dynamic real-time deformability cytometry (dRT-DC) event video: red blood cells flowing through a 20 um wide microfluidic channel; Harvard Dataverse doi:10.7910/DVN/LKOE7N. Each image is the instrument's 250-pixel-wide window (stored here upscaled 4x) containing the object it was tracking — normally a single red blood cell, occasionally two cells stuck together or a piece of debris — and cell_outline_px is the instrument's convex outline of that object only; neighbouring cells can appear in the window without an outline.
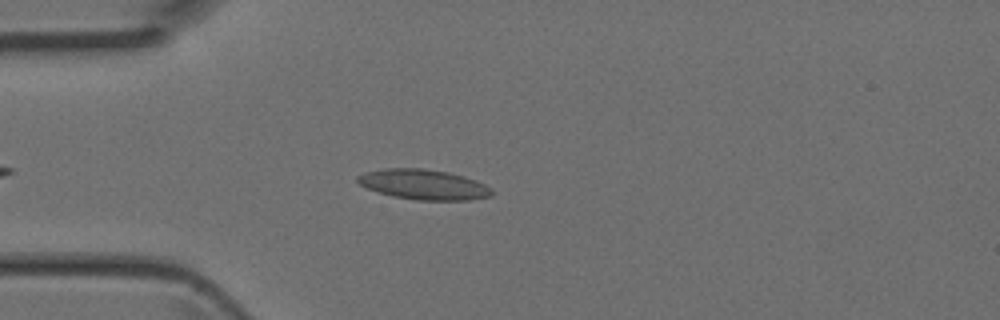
{"species": "Egyptian fruit bat (a non-hibernating species)", "species_latin": "Rousettus aegyptiacus", "temperature_condition": "room temperature", "stored_images_in_passage": 4, "camera_frame_rate_fps": 3000, "um_per_image_px": 0.085, "animal": {"sex": "female"}, "frame": {"image": 1, "passage_image": 4, "time_ms": 1.0, "image_size_px": [1000, 320], "cell_outline_px": [[492, 196], [468, 200], [416, 200], [396, 196], [380, 192], [368, 188], [360, 184], [356, 180], [356, 176], [364, 172], [384, 168], [424, 168], [448, 172], [464, 176], [476, 180], [492, 188]], "centroid_in_image_um": [36.02, 15.67], "position_along_channel_um": 49.0, "area_um2": 23.52}}